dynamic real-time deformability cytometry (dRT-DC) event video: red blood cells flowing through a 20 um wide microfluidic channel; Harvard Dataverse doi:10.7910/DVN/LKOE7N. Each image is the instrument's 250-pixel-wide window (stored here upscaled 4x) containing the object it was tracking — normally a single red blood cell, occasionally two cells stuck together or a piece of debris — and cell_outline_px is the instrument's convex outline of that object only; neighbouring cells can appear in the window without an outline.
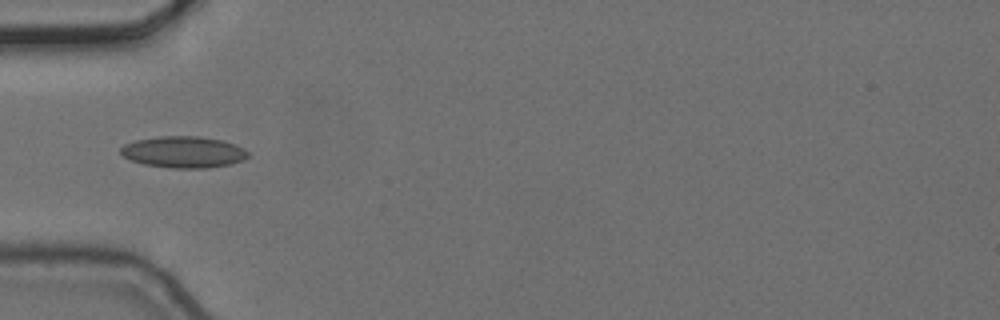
{"species": "common noctule bat (a hibernating species)", "species_latin": "Nyctalus noctula", "temperature_condition": "cold", "stored_images_in_passage": 7, "camera_frame_rate_fps": 3000, "um_per_image_px": 0.085, "animal": {"sex": "female", "body_mass_g": 24.6, "forearm_length_mm": 56.2}, "frame": {"image": 1, "passage_image": 6, "time_ms": 1.667, "image_size_px": [1000, 320], "cell_outline_px": [[248, 156], [244, 160], [228, 164], [208, 168], [172, 168], [144, 164], [132, 160], [124, 156], [120, 152], [120, 148], [124, 144], [136, 140], [160, 136], [200, 136], [220, 140], [236, 144], [244, 148], [248, 152]], "centroid_in_image_um": [15.61, 12.92], "position_along_channel_um": 69.4, "area_um2": 23.29}}
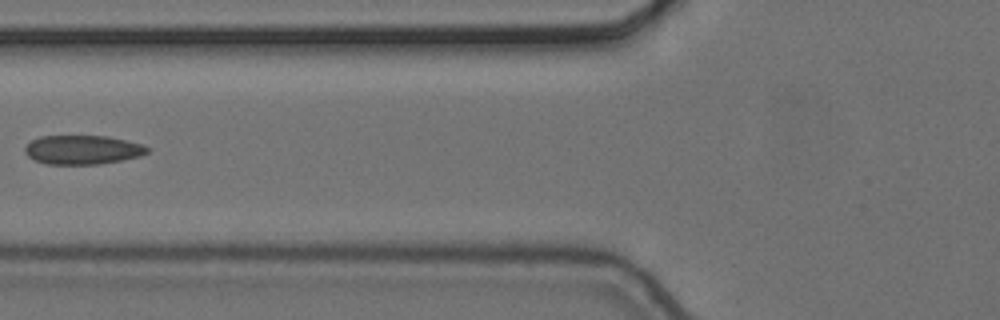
{"frame": {"image": 2, "passage_image": 7, "time_ms": 2.0, "image_size_px": [1000, 320], "cell_outline_px": [[148, 152], [140, 156], [100, 164], [44, 164], [28, 156], [24, 152], [24, 148], [32, 140], [40, 136], [108, 136], [140, 144], [148, 148]], "centroid_in_image_um": [6.98, 12.73], "position_along_channel_um": 118.8, "area_um2": 20.52}}